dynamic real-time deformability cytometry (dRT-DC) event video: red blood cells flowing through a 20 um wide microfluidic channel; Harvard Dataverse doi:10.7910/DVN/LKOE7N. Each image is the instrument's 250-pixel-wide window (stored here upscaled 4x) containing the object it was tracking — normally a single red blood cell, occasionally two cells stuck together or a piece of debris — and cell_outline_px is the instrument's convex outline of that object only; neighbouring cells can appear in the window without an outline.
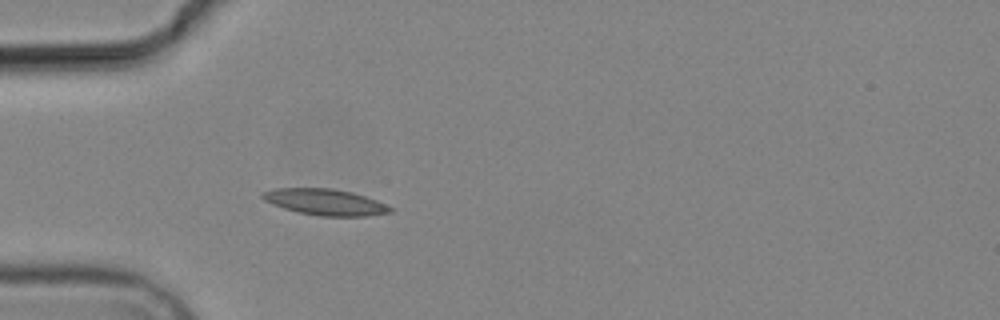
{"species": "common noctule bat (a hibernating species)", "species_latin": "Nyctalus noctula", "temperature_condition": "cold", "stored_images_in_passage": 3, "camera_frame_rate_fps": 3000, "um_per_image_px": 0.085, "animal": {"sex": "male", "body_mass_g": 19.2, "forearm_length_mm": 51.8}, "frame": {"image": 1, "passage_image": 3, "time_ms": 2.333, "image_size_px": [1000, 320], "cell_outline_px": [[392, 212], [364, 216], [320, 216], [300, 212], [284, 208], [272, 204], [264, 200], [260, 196], [260, 192], [272, 188], [332, 188], [352, 192], [388, 204], [392, 208]], "centroid_in_image_um": [27.61, 17.16], "position_along_channel_um": 57.4, "area_um2": 19.54}}